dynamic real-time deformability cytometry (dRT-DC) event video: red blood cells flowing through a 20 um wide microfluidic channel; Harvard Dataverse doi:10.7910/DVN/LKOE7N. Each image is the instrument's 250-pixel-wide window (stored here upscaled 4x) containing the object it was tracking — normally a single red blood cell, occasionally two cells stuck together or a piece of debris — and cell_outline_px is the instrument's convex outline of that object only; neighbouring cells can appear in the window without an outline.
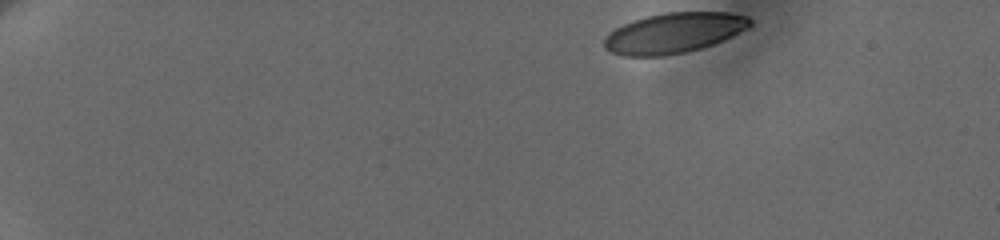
{"species": "human", "species_latin": "Homo sapiens", "temperature_condition": "cold", "stored_images_in_passage": 50, "camera_frame_rate_fps": 3000, "um_per_image_px": 0.085, "donor": {"sex": "female"}, "frame": {"image": 1, "passage_image": 1, "time_ms": 0.0, "image_size_px": [1000, 240], "cell_outline_px": [[752, 24], [732, 36], [724, 40], [700, 48], [684, 52], [664, 56], [624, 56], [612, 52], [604, 48], [604, 36], [608, 32], [632, 20], [664, 12], [728, 12], [748, 16], [752, 20]], "centroid_in_image_um": [57.25, 2.79], "position_along_channel_um": 27.7, "area_um2": 34.22}}
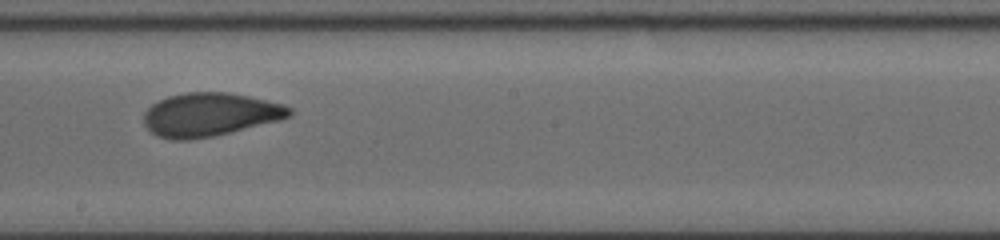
{"frame": {"image": 2, "passage_image": 28, "time_ms": 9.0, "image_size_px": [1000, 240], "cell_outline_px": [[292, 116], [280, 120], [212, 136], [188, 140], [172, 140], [156, 136], [144, 124], [144, 112], [152, 104], [168, 96], [188, 92], [228, 92], [248, 96], [284, 104], [292, 108]], "centroid_in_image_um": [17.84, 9.73], "position_along_channel_um": 230.4, "area_um2": 36.76}}
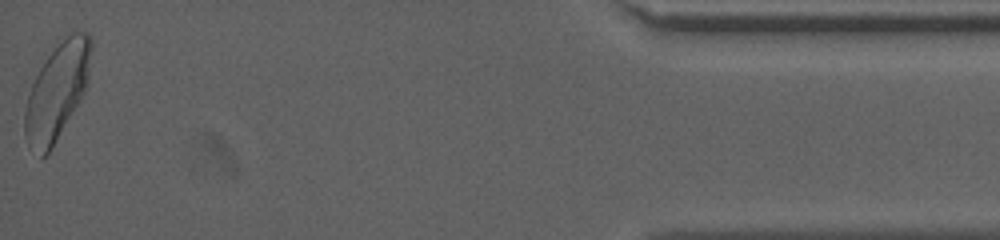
{"frame": {"image": 3, "passage_image": 50, "time_ms": 16.333, "image_size_px": [1000, 240], "cell_outline_px": [[92, 48], [88, 80], [84, 92], [80, 100], [52, 148], [44, 156], [40, 156], [28, 148], [24, 132], [24, 112], [28, 96], [32, 84], [40, 68], [48, 56], [72, 32], [88, 32], [92, 36]], "centroid_in_image_um": [4.85, 7.8], "position_along_channel_um": 430.4, "area_um2": 36.82}, "authors_computed_cell_mechanics": {"area_um2": 36.1828, "velocity_mm_per_s": 3.6502, "shape_relaxation_time_tau1_ms": 4.3272, "shape_relaxation_time_tau2_ms": 1.3554, "deformation_change_tau1": 0.142, "deformation_change_tau2": 0.0579}}